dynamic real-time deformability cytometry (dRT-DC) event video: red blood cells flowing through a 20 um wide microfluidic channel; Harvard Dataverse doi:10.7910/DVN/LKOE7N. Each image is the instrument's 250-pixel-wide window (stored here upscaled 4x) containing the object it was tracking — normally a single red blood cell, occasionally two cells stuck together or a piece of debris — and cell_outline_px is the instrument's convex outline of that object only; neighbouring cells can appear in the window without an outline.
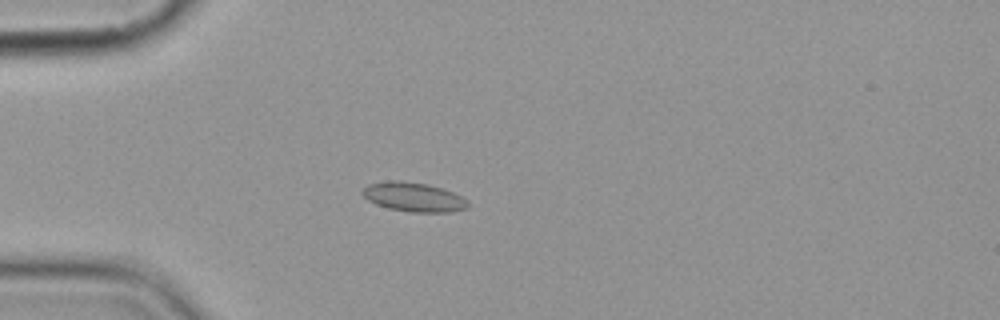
{"species": "common noctule bat (a hibernating species)", "species_latin": "Nyctalus noctula", "temperature_condition": "cold", "stored_images_in_passage": 6, "camera_frame_rate_fps": 3000, "um_per_image_px": 0.085, "animal": {"sex": "female", "body_mass_g": 19.9}, "frame": {"image": 1, "passage_image": 4, "time_ms": 3.667, "image_size_px": [1000, 320], "cell_outline_px": [[468, 208], [452, 212], [408, 212], [388, 208], [376, 204], [368, 200], [360, 192], [368, 184], [388, 180], [396, 180], [428, 184], [452, 192], [460, 196], [468, 204]], "centroid_in_image_um": [35.12, 16.75], "position_along_channel_um": 49.9, "area_um2": 17.86}}
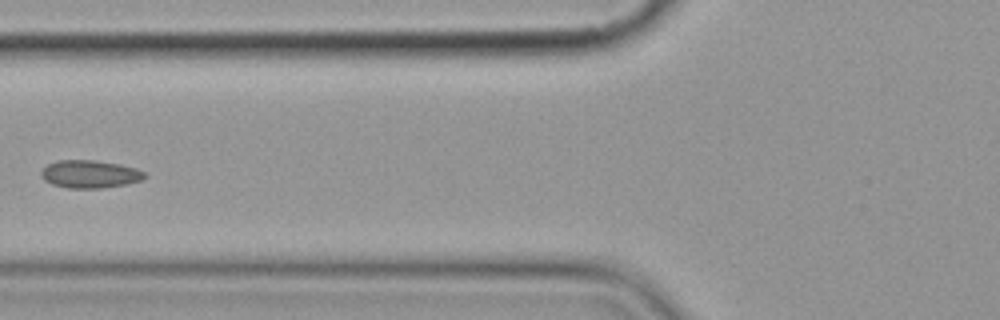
{"frame": {"image": 2, "passage_image": 6, "time_ms": 6.0, "image_size_px": [1000, 320], "cell_outline_px": [[148, 176], [140, 180], [124, 184], [100, 188], [68, 188], [52, 184], [44, 180], [40, 176], [40, 172], [48, 164], [60, 160], [96, 160], [120, 164], [136, 168], [144, 172]], "centroid_in_image_um": [7.63, 14.79], "position_along_channel_um": 118.2, "area_um2": 16.7}}